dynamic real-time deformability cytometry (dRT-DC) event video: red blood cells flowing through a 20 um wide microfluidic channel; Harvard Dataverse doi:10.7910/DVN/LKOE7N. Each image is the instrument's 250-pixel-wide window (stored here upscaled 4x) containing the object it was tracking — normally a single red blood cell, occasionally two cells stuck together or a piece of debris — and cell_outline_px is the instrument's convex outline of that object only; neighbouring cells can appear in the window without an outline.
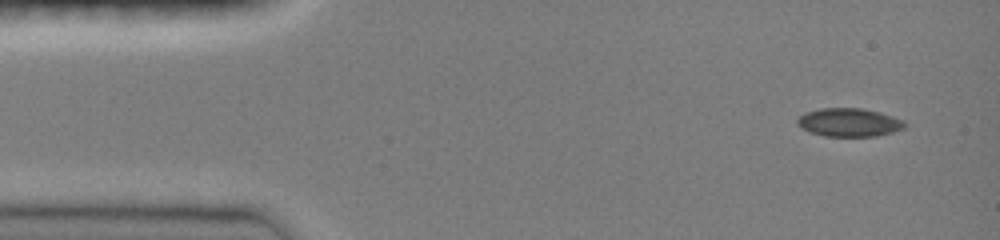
{"species": "common noctule bat (a hibernating species)", "species_latin": "Nyctalus noctula", "temperature_condition": "room temperature", "stored_images_in_passage": 4, "camera_frame_rate_fps": 3000, "um_per_image_px": 0.085, "animal": {"sex": "female", "body_mass_g": 19.0, "forearm_length_mm": 51.5}, "frame": {"image": 1, "passage_image": 1, "time_ms": 0.0, "image_size_px": [1000, 240], "cell_outline_px": [[908, 124], [904, 128], [892, 132], [876, 136], [824, 136], [800, 128], [796, 124], [796, 120], [804, 112], [820, 108], [860, 108], [880, 112], [904, 120]], "centroid_in_image_um": [72.16, 10.4], "position_along_channel_um": 12.8, "area_um2": 17.86}}
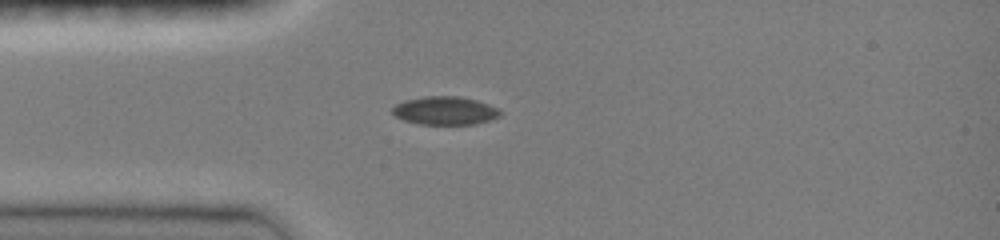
{"frame": {"image": 2, "passage_image": 4, "time_ms": 3.0, "image_size_px": [1000, 240], "cell_outline_px": [[500, 116], [476, 124], [416, 124], [404, 120], [396, 116], [392, 112], [392, 108], [396, 104], [404, 100], [424, 96], [460, 96], [476, 100], [488, 104], [496, 108], [500, 112]], "centroid_in_image_um": [37.79, 9.4], "position_along_channel_um": 47.2, "area_um2": 17.69}}